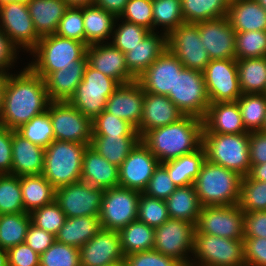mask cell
<instances>
[{"label":"cell","mask_w":266,"mask_h":266,"mask_svg":"<svg viewBox=\"0 0 266 266\" xmlns=\"http://www.w3.org/2000/svg\"><path fill=\"white\" fill-rule=\"evenodd\" d=\"M124 264L125 266H183L176 259L154 249L129 254L124 257Z\"/></svg>","instance_id":"obj_56"},{"label":"cell","mask_w":266,"mask_h":266,"mask_svg":"<svg viewBox=\"0 0 266 266\" xmlns=\"http://www.w3.org/2000/svg\"><path fill=\"white\" fill-rule=\"evenodd\" d=\"M197 27L210 60L236 59V32L231 27L227 16L199 22Z\"/></svg>","instance_id":"obj_20"},{"label":"cell","mask_w":266,"mask_h":266,"mask_svg":"<svg viewBox=\"0 0 266 266\" xmlns=\"http://www.w3.org/2000/svg\"><path fill=\"white\" fill-rule=\"evenodd\" d=\"M238 205L244 213L266 210V182L242 177Z\"/></svg>","instance_id":"obj_45"},{"label":"cell","mask_w":266,"mask_h":266,"mask_svg":"<svg viewBox=\"0 0 266 266\" xmlns=\"http://www.w3.org/2000/svg\"><path fill=\"white\" fill-rule=\"evenodd\" d=\"M242 176L205 160L193 185L202 206L239 204Z\"/></svg>","instance_id":"obj_3"},{"label":"cell","mask_w":266,"mask_h":266,"mask_svg":"<svg viewBox=\"0 0 266 266\" xmlns=\"http://www.w3.org/2000/svg\"><path fill=\"white\" fill-rule=\"evenodd\" d=\"M203 133H249L243 125L237 101L210 103L203 119Z\"/></svg>","instance_id":"obj_25"},{"label":"cell","mask_w":266,"mask_h":266,"mask_svg":"<svg viewBox=\"0 0 266 266\" xmlns=\"http://www.w3.org/2000/svg\"><path fill=\"white\" fill-rule=\"evenodd\" d=\"M102 229L98 216H81L66 218L63 226L55 235L56 241L82 247Z\"/></svg>","instance_id":"obj_32"},{"label":"cell","mask_w":266,"mask_h":266,"mask_svg":"<svg viewBox=\"0 0 266 266\" xmlns=\"http://www.w3.org/2000/svg\"><path fill=\"white\" fill-rule=\"evenodd\" d=\"M262 7L263 9L266 11V0H256Z\"/></svg>","instance_id":"obj_69"},{"label":"cell","mask_w":266,"mask_h":266,"mask_svg":"<svg viewBox=\"0 0 266 266\" xmlns=\"http://www.w3.org/2000/svg\"><path fill=\"white\" fill-rule=\"evenodd\" d=\"M12 130L0 125V174H11Z\"/></svg>","instance_id":"obj_61"},{"label":"cell","mask_w":266,"mask_h":266,"mask_svg":"<svg viewBox=\"0 0 266 266\" xmlns=\"http://www.w3.org/2000/svg\"><path fill=\"white\" fill-rule=\"evenodd\" d=\"M92 44L87 46L88 64L115 79L120 85L137 81V78L126 66L125 54L111 43Z\"/></svg>","instance_id":"obj_22"},{"label":"cell","mask_w":266,"mask_h":266,"mask_svg":"<svg viewBox=\"0 0 266 266\" xmlns=\"http://www.w3.org/2000/svg\"><path fill=\"white\" fill-rule=\"evenodd\" d=\"M261 131L266 133V115H265V119H264V123H263Z\"/></svg>","instance_id":"obj_70"},{"label":"cell","mask_w":266,"mask_h":266,"mask_svg":"<svg viewBox=\"0 0 266 266\" xmlns=\"http://www.w3.org/2000/svg\"><path fill=\"white\" fill-rule=\"evenodd\" d=\"M80 266H107L124 263L119 231L102 228L79 248Z\"/></svg>","instance_id":"obj_19"},{"label":"cell","mask_w":266,"mask_h":266,"mask_svg":"<svg viewBox=\"0 0 266 266\" xmlns=\"http://www.w3.org/2000/svg\"><path fill=\"white\" fill-rule=\"evenodd\" d=\"M226 3L229 5V4H232V3H235V2H238L240 0H225Z\"/></svg>","instance_id":"obj_71"},{"label":"cell","mask_w":266,"mask_h":266,"mask_svg":"<svg viewBox=\"0 0 266 266\" xmlns=\"http://www.w3.org/2000/svg\"><path fill=\"white\" fill-rule=\"evenodd\" d=\"M17 48L0 29V72H6L16 59ZM7 68V69H6Z\"/></svg>","instance_id":"obj_63"},{"label":"cell","mask_w":266,"mask_h":266,"mask_svg":"<svg viewBox=\"0 0 266 266\" xmlns=\"http://www.w3.org/2000/svg\"><path fill=\"white\" fill-rule=\"evenodd\" d=\"M17 132L31 143L46 148L54 140V131L48 112L33 117Z\"/></svg>","instance_id":"obj_46"},{"label":"cell","mask_w":266,"mask_h":266,"mask_svg":"<svg viewBox=\"0 0 266 266\" xmlns=\"http://www.w3.org/2000/svg\"><path fill=\"white\" fill-rule=\"evenodd\" d=\"M206 160L232 170L242 177L251 171L249 133H202Z\"/></svg>","instance_id":"obj_5"},{"label":"cell","mask_w":266,"mask_h":266,"mask_svg":"<svg viewBox=\"0 0 266 266\" xmlns=\"http://www.w3.org/2000/svg\"><path fill=\"white\" fill-rule=\"evenodd\" d=\"M184 116L168 96L144 92L142 118L137 132L142 137L147 131L177 122Z\"/></svg>","instance_id":"obj_24"},{"label":"cell","mask_w":266,"mask_h":266,"mask_svg":"<svg viewBox=\"0 0 266 266\" xmlns=\"http://www.w3.org/2000/svg\"><path fill=\"white\" fill-rule=\"evenodd\" d=\"M183 64L166 49L138 78L144 92L168 96L175 88V78Z\"/></svg>","instance_id":"obj_21"},{"label":"cell","mask_w":266,"mask_h":266,"mask_svg":"<svg viewBox=\"0 0 266 266\" xmlns=\"http://www.w3.org/2000/svg\"><path fill=\"white\" fill-rule=\"evenodd\" d=\"M143 104L144 90L134 81L119 85L107 99L105 111L128 121L137 130L142 118Z\"/></svg>","instance_id":"obj_23"},{"label":"cell","mask_w":266,"mask_h":266,"mask_svg":"<svg viewBox=\"0 0 266 266\" xmlns=\"http://www.w3.org/2000/svg\"><path fill=\"white\" fill-rule=\"evenodd\" d=\"M193 255L199 263L191 266H246L243 240L195 233Z\"/></svg>","instance_id":"obj_9"},{"label":"cell","mask_w":266,"mask_h":266,"mask_svg":"<svg viewBox=\"0 0 266 266\" xmlns=\"http://www.w3.org/2000/svg\"><path fill=\"white\" fill-rule=\"evenodd\" d=\"M0 29L18 48L32 52L39 40L26 0L5 2L0 5ZM18 46V47H17Z\"/></svg>","instance_id":"obj_14"},{"label":"cell","mask_w":266,"mask_h":266,"mask_svg":"<svg viewBox=\"0 0 266 266\" xmlns=\"http://www.w3.org/2000/svg\"><path fill=\"white\" fill-rule=\"evenodd\" d=\"M227 17L236 33L266 31V11L256 0L229 4Z\"/></svg>","instance_id":"obj_31"},{"label":"cell","mask_w":266,"mask_h":266,"mask_svg":"<svg viewBox=\"0 0 266 266\" xmlns=\"http://www.w3.org/2000/svg\"><path fill=\"white\" fill-rule=\"evenodd\" d=\"M118 18L153 31L152 0H128Z\"/></svg>","instance_id":"obj_54"},{"label":"cell","mask_w":266,"mask_h":266,"mask_svg":"<svg viewBox=\"0 0 266 266\" xmlns=\"http://www.w3.org/2000/svg\"><path fill=\"white\" fill-rule=\"evenodd\" d=\"M139 135L128 121L105 110L92 120V136Z\"/></svg>","instance_id":"obj_49"},{"label":"cell","mask_w":266,"mask_h":266,"mask_svg":"<svg viewBox=\"0 0 266 266\" xmlns=\"http://www.w3.org/2000/svg\"><path fill=\"white\" fill-rule=\"evenodd\" d=\"M195 233H205L234 240L244 239V212L238 204L202 206Z\"/></svg>","instance_id":"obj_13"},{"label":"cell","mask_w":266,"mask_h":266,"mask_svg":"<svg viewBox=\"0 0 266 266\" xmlns=\"http://www.w3.org/2000/svg\"><path fill=\"white\" fill-rule=\"evenodd\" d=\"M150 31L145 27L123 21L119 27L113 31L112 45L121 50L124 54L134 48Z\"/></svg>","instance_id":"obj_52"},{"label":"cell","mask_w":266,"mask_h":266,"mask_svg":"<svg viewBox=\"0 0 266 266\" xmlns=\"http://www.w3.org/2000/svg\"><path fill=\"white\" fill-rule=\"evenodd\" d=\"M249 176L254 180L266 182V162L263 164L254 165L251 168Z\"/></svg>","instance_id":"obj_65"},{"label":"cell","mask_w":266,"mask_h":266,"mask_svg":"<svg viewBox=\"0 0 266 266\" xmlns=\"http://www.w3.org/2000/svg\"><path fill=\"white\" fill-rule=\"evenodd\" d=\"M45 149L31 143L12 130V169L11 174L41 175L44 167Z\"/></svg>","instance_id":"obj_26"},{"label":"cell","mask_w":266,"mask_h":266,"mask_svg":"<svg viewBox=\"0 0 266 266\" xmlns=\"http://www.w3.org/2000/svg\"><path fill=\"white\" fill-rule=\"evenodd\" d=\"M237 104L246 131H261L266 115V94H242Z\"/></svg>","instance_id":"obj_42"},{"label":"cell","mask_w":266,"mask_h":266,"mask_svg":"<svg viewBox=\"0 0 266 266\" xmlns=\"http://www.w3.org/2000/svg\"><path fill=\"white\" fill-rule=\"evenodd\" d=\"M87 44L57 34L41 37L36 48L35 62L29 67L43 79L52 72L70 68L86 55Z\"/></svg>","instance_id":"obj_6"},{"label":"cell","mask_w":266,"mask_h":266,"mask_svg":"<svg viewBox=\"0 0 266 266\" xmlns=\"http://www.w3.org/2000/svg\"><path fill=\"white\" fill-rule=\"evenodd\" d=\"M203 120L184 116L172 124L147 131L142 143L160 163L190 154L202 146Z\"/></svg>","instance_id":"obj_2"},{"label":"cell","mask_w":266,"mask_h":266,"mask_svg":"<svg viewBox=\"0 0 266 266\" xmlns=\"http://www.w3.org/2000/svg\"><path fill=\"white\" fill-rule=\"evenodd\" d=\"M236 60L266 57V31L237 32Z\"/></svg>","instance_id":"obj_47"},{"label":"cell","mask_w":266,"mask_h":266,"mask_svg":"<svg viewBox=\"0 0 266 266\" xmlns=\"http://www.w3.org/2000/svg\"><path fill=\"white\" fill-rule=\"evenodd\" d=\"M81 181L104 190L119 187V167L88 146L83 156Z\"/></svg>","instance_id":"obj_27"},{"label":"cell","mask_w":266,"mask_h":266,"mask_svg":"<svg viewBox=\"0 0 266 266\" xmlns=\"http://www.w3.org/2000/svg\"><path fill=\"white\" fill-rule=\"evenodd\" d=\"M205 160L206 152L201 146L190 154L182 155L161 164L167 169L173 183L180 187L193 185Z\"/></svg>","instance_id":"obj_35"},{"label":"cell","mask_w":266,"mask_h":266,"mask_svg":"<svg viewBox=\"0 0 266 266\" xmlns=\"http://www.w3.org/2000/svg\"><path fill=\"white\" fill-rule=\"evenodd\" d=\"M203 76L210 103L234 102L242 95L236 59L211 60Z\"/></svg>","instance_id":"obj_17"},{"label":"cell","mask_w":266,"mask_h":266,"mask_svg":"<svg viewBox=\"0 0 266 266\" xmlns=\"http://www.w3.org/2000/svg\"><path fill=\"white\" fill-rule=\"evenodd\" d=\"M104 189L82 181L57 188L55 201L65 213L66 218L98 216L102 205Z\"/></svg>","instance_id":"obj_16"},{"label":"cell","mask_w":266,"mask_h":266,"mask_svg":"<svg viewBox=\"0 0 266 266\" xmlns=\"http://www.w3.org/2000/svg\"><path fill=\"white\" fill-rule=\"evenodd\" d=\"M7 253L8 266H40V255L26 243L9 248Z\"/></svg>","instance_id":"obj_58"},{"label":"cell","mask_w":266,"mask_h":266,"mask_svg":"<svg viewBox=\"0 0 266 266\" xmlns=\"http://www.w3.org/2000/svg\"><path fill=\"white\" fill-rule=\"evenodd\" d=\"M165 200L157 199L141 193L138 203L137 220L156 228L169 219Z\"/></svg>","instance_id":"obj_48"},{"label":"cell","mask_w":266,"mask_h":266,"mask_svg":"<svg viewBox=\"0 0 266 266\" xmlns=\"http://www.w3.org/2000/svg\"><path fill=\"white\" fill-rule=\"evenodd\" d=\"M167 49L183 67L203 72L211 61L200 39L197 23H183L167 35Z\"/></svg>","instance_id":"obj_15"},{"label":"cell","mask_w":266,"mask_h":266,"mask_svg":"<svg viewBox=\"0 0 266 266\" xmlns=\"http://www.w3.org/2000/svg\"><path fill=\"white\" fill-rule=\"evenodd\" d=\"M47 112L54 131V140L90 145L92 120L69 101H50Z\"/></svg>","instance_id":"obj_10"},{"label":"cell","mask_w":266,"mask_h":266,"mask_svg":"<svg viewBox=\"0 0 266 266\" xmlns=\"http://www.w3.org/2000/svg\"><path fill=\"white\" fill-rule=\"evenodd\" d=\"M88 146L53 140L45 148L42 175L55 189L81 181L83 156Z\"/></svg>","instance_id":"obj_4"},{"label":"cell","mask_w":266,"mask_h":266,"mask_svg":"<svg viewBox=\"0 0 266 266\" xmlns=\"http://www.w3.org/2000/svg\"><path fill=\"white\" fill-rule=\"evenodd\" d=\"M167 35L150 31L138 45L125 53L128 70L138 78L165 50Z\"/></svg>","instance_id":"obj_29"},{"label":"cell","mask_w":266,"mask_h":266,"mask_svg":"<svg viewBox=\"0 0 266 266\" xmlns=\"http://www.w3.org/2000/svg\"><path fill=\"white\" fill-rule=\"evenodd\" d=\"M182 16L186 23H199L227 16L225 0H181Z\"/></svg>","instance_id":"obj_40"},{"label":"cell","mask_w":266,"mask_h":266,"mask_svg":"<svg viewBox=\"0 0 266 266\" xmlns=\"http://www.w3.org/2000/svg\"><path fill=\"white\" fill-rule=\"evenodd\" d=\"M55 34L85 43L83 9L81 7H69L59 21Z\"/></svg>","instance_id":"obj_53"},{"label":"cell","mask_w":266,"mask_h":266,"mask_svg":"<svg viewBox=\"0 0 266 266\" xmlns=\"http://www.w3.org/2000/svg\"><path fill=\"white\" fill-rule=\"evenodd\" d=\"M119 85L115 79L87 64L82 82L69 102L84 116L93 120L105 110L107 99Z\"/></svg>","instance_id":"obj_7"},{"label":"cell","mask_w":266,"mask_h":266,"mask_svg":"<svg viewBox=\"0 0 266 266\" xmlns=\"http://www.w3.org/2000/svg\"><path fill=\"white\" fill-rule=\"evenodd\" d=\"M168 98L185 116L203 120L210 105L203 72L183 67L177 72L174 91Z\"/></svg>","instance_id":"obj_8"},{"label":"cell","mask_w":266,"mask_h":266,"mask_svg":"<svg viewBox=\"0 0 266 266\" xmlns=\"http://www.w3.org/2000/svg\"><path fill=\"white\" fill-rule=\"evenodd\" d=\"M127 2L128 0H94L93 4L119 17Z\"/></svg>","instance_id":"obj_64"},{"label":"cell","mask_w":266,"mask_h":266,"mask_svg":"<svg viewBox=\"0 0 266 266\" xmlns=\"http://www.w3.org/2000/svg\"><path fill=\"white\" fill-rule=\"evenodd\" d=\"M246 266H266V238L244 237Z\"/></svg>","instance_id":"obj_57"},{"label":"cell","mask_w":266,"mask_h":266,"mask_svg":"<svg viewBox=\"0 0 266 266\" xmlns=\"http://www.w3.org/2000/svg\"><path fill=\"white\" fill-rule=\"evenodd\" d=\"M124 257L136 253L153 250L155 228L135 220L119 231Z\"/></svg>","instance_id":"obj_39"},{"label":"cell","mask_w":266,"mask_h":266,"mask_svg":"<svg viewBox=\"0 0 266 266\" xmlns=\"http://www.w3.org/2000/svg\"><path fill=\"white\" fill-rule=\"evenodd\" d=\"M242 94H266V57L236 60Z\"/></svg>","instance_id":"obj_38"},{"label":"cell","mask_w":266,"mask_h":266,"mask_svg":"<svg viewBox=\"0 0 266 266\" xmlns=\"http://www.w3.org/2000/svg\"><path fill=\"white\" fill-rule=\"evenodd\" d=\"M140 196L141 192L132 189H105L99 214L102 228L120 231L137 220Z\"/></svg>","instance_id":"obj_12"},{"label":"cell","mask_w":266,"mask_h":266,"mask_svg":"<svg viewBox=\"0 0 266 266\" xmlns=\"http://www.w3.org/2000/svg\"><path fill=\"white\" fill-rule=\"evenodd\" d=\"M35 31L44 37L55 34L69 5L63 0H26Z\"/></svg>","instance_id":"obj_30"},{"label":"cell","mask_w":266,"mask_h":266,"mask_svg":"<svg viewBox=\"0 0 266 266\" xmlns=\"http://www.w3.org/2000/svg\"><path fill=\"white\" fill-rule=\"evenodd\" d=\"M65 1L69 7H82L87 5H92L94 0H63Z\"/></svg>","instance_id":"obj_67"},{"label":"cell","mask_w":266,"mask_h":266,"mask_svg":"<svg viewBox=\"0 0 266 266\" xmlns=\"http://www.w3.org/2000/svg\"><path fill=\"white\" fill-rule=\"evenodd\" d=\"M159 160L140 141L119 167V187L143 192Z\"/></svg>","instance_id":"obj_18"},{"label":"cell","mask_w":266,"mask_h":266,"mask_svg":"<svg viewBox=\"0 0 266 266\" xmlns=\"http://www.w3.org/2000/svg\"><path fill=\"white\" fill-rule=\"evenodd\" d=\"M244 237L266 238V210L244 213Z\"/></svg>","instance_id":"obj_60"},{"label":"cell","mask_w":266,"mask_h":266,"mask_svg":"<svg viewBox=\"0 0 266 266\" xmlns=\"http://www.w3.org/2000/svg\"><path fill=\"white\" fill-rule=\"evenodd\" d=\"M30 225L31 218L28 212L0 215V246L8 250L25 243Z\"/></svg>","instance_id":"obj_41"},{"label":"cell","mask_w":266,"mask_h":266,"mask_svg":"<svg viewBox=\"0 0 266 266\" xmlns=\"http://www.w3.org/2000/svg\"><path fill=\"white\" fill-rule=\"evenodd\" d=\"M87 64L88 59L85 55L70 68L49 73L44 82L50 101H69L82 82Z\"/></svg>","instance_id":"obj_28"},{"label":"cell","mask_w":266,"mask_h":266,"mask_svg":"<svg viewBox=\"0 0 266 266\" xmlns=\"http://www.w3.org/2000/svg\"><path fill=\"white\" fill-rule=\"evenodd\" d=\"M177 187L169 177L167 169L160 163L143 193L157 199L166 200Z\"/></svg>","instance_id":"obj_55"},{"label":"cell","mask_w":266,"mask_h":266,"mask_svg":"<svg viewBox=\"0 0 266 266\" xmlns=\"http://www.w3.org/2000/svg\"><path fill=\"white\" fill-rule=\"evenodd\" d=\"M50 99L45 82L29 66L7 81L0 112V125L17 131L33 117L47 111Z\"/></svg>","instance_id":"obj_1"},{"label":"cell","mask_w":266,"mask_h":266,"mask_svg":"<svg viewBox=\"0 0 266 266\" xmlns=\"http://www.w3.org/2000/svg\"><path fill=\"white\" fill-rule=\"evenodd\" d=\"M140 141V135L92 136L89 146L111 164L120 167Z\"/></svg>","instance_id":"obj_34"},{"label":"cell","mask_w":266,"mask_h":266,"mask_svg":"<svg viewBox=\"0 0 266 266\" xmlns=\"http://www.w3.org/2000/svg\"><path fill=\"white\" fill-rule=\"evenodd\" d=\"M107 266H125L124 263H116V264H111V265H107Z\"/></svg>","instance_id":"obj_72"},{"label":"cell","mask_w":266,"mask_h":266,"mask_svg":"<svg viewBox=\"0 0 266 266\" xmlns=\"http://www.w3.org/2000/svg\"><path fill=\"white\" fill-rule=\"evenodd\" d=\"M165 202L170 218L196 224L202 205L194 185L177 187Z\"/></svg>","instance_id":"obj_36"},{"label":"cell","mask_w":266,"mask_h":266,"mask_svg":"<svg viewBox=\"0 0 266 266\" xmlns=\"http://www.w3.org/2000/svg\"><path fill=\"white\" fill-rule=\"evenodd\" d=\"M249 155L251 168L266 162V133L255 131L249 133Z\"/></svg>","instance_id":"obj_62"},{"label":"cell","mask_w":266,"mask_h":266,"mask_svg":"<svg viewBox=\"0 0 266 266\" xmlns=\"http://www.w3.org/2000/svg\"><path fill=\"white\" fill-rule=\"evenodd\" d=\"M85 31V43L87 45L105 42L112 35L116 26L114 21L118 19L113 13L107 12L94 4L82 6Z\"/></svg>","instance_id":"obj_33"},{"label":"cell","mask_w":266,"mask_h":266,"mask_svg":"<svg viewBox=\"0 0 266 266\" xmlns=\"http://www.w3.org/2000/svg\"><path fill=\"white\" fill-rule=\"evenodd\" d=\"M20 187L24 209L28 213L55 200L56 189L42 174L20 176Z\"/></svg>","instance_id":"obj_37"},{"label":"cell","mask_w":266,"mask_h":266,"mask_svg":"<svg viewBox=\"0 0 266 266\" xmlns=\"http://www.w3.org/2000/svg\"><path fill=\"white\" fill-rule=\"evenodd\" d=\"M40 266H80L79 248L55 241L40 254Z\"/></svg>","instance_id":"obj_51"},{"label":"cell","mask_w":266,"mask_h":266,"mask_svg":"<svg viewBox=\"0 0 266 266\" xmlns=\"http://www.w3.org/2000/svg\"><path fill=\"white\" fill-rule=\"evenodd\" d=\"M29 214L32 224L54 235L58 233L66 219L65 213L55 200L50 204L32 210Z\"/></svg>","instance_id":"obj_50"},{"label":"cell","mask_w":266,"mask_h":266,"mask_svg":"<svg viewBox=\"0 0 266 266\" xmlns=\"http://www.w3.org/2000/svg\"><path fill=\"white\" fill-rule=\"evenodd\" d=\"M152 14L153 31L157 25H161L165 27L166 35L185 23L182 16L181 0H152Z\"/></svg>","instance_id":"obj_44"},{"label":"cell","mask_w":266,"mask_h":266,"mask_svg":"<svg viewBox=\"0 0 266 266\" xmlns=\"http://www.w3.org/2000/svg\"><path fill=\"white\" fill-rule=\"evenodd\" d=\"M7 81V72H0V112L3 105L4 89Z\"/></svg>","instance_id":"obj_66"},{"label":"cell","mask_w":266,"mask_h":266,"mask_svg":"<svg viewBox=\"0 0 266 266\" xmlns=\"http://www.w3.org/2000/svg\"><path fill=\"white\" fill-rule=\"evenodd\" d=\"M26 212L20 187V176L0 174V215Z\"/></svg>","instance_id":"obj_43"},{"label":"cell","mask_w":266,"mask_h":266,"mask_svg":"<svg viewBox=\"0 0 266 266\" xmlns=\"http://www.w3.org/2000/svg\"><path fill=\"white\" fill-rule=\"evenodd\" d=\"M0 266H8L7 249L0 246Z\"/></svg>","instance_id":"obj_68"},{"label":"cell","mask_w":266,"mask_h":266,"mask_svg":"<svg viewBox=\"0 0 266 266\" xmlns=\"http://www.w3.org/2000/svg\"><path fill=\"white\" fill-rule=\"evenodd\" d=\"M55 241L54 234L42 230L32 223L28 228L25 239V243L39 255L44 253Z\"/></svg>","instance_id":"obj_59"},{"label":"cell","mask_w":266,"mask_h":266,"mask_svg":"<svg viewBox=\"0 0 266 266\" xmlns=\"http://www.w3.org/2000/svg\"><path fill=\"white\" fill-rule=\"evenodd\" d=\"M11 1H18V0H0V5L5 3V2H11Z\"/></svg>","instance_id":"obj_73"},{"label":"cell","mask_w":266,"mask_h":266,"mask_svg":"<svg viewBox=\"0 0 266 266\" xmlns=\"http://www.w3.org/2000/svg\"><path fill=\"white\" fill-rule=\"evenodd\" d=\"M195 232V224L169 218L161 226L155 228L153 249L176 259L183 266H188L192 262L188 260L186 254L194 251Z\"/></svg>","instance_id":"obj_11"}]
</instances>
